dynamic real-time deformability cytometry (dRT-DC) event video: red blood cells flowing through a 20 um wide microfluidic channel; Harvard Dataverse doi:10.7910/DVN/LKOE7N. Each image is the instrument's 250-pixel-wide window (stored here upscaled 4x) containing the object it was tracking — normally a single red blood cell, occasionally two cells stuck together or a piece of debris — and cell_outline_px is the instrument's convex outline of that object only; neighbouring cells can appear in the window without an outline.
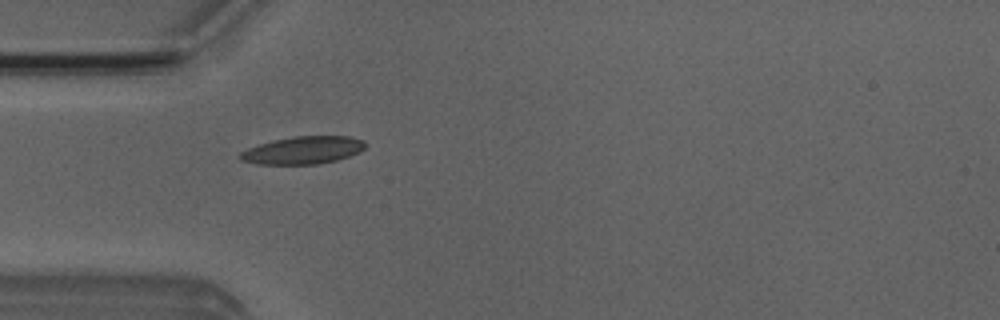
{"species": "Egyptian fruit bat (a non-hibernating species)", "species_latin": "Rousettus aegyptiacus", "temperature_condition": "room temperature", "stored_images_in_passage": 5, "camera_frame_rate_fps": 3000, "um_per_image_px": 0.085, "animal": {"sex": "male"}, "frame": {"image": 1, "passage_image": 5, "time_ms": 4.667, "image_size_px": [1000, 320], "cell_outline_px": [[364, 148], [360, 152], [336, 160], [316, 164], [260, 164], [240, 160], [236, 156], [240, 152], [248, 148], [272, 140], [292, 136], [348, 136], [364, 140]], "centroid_in_image_um": [25.72, 12.76], "position_along_channel_um": 59.3, "area_um2": 20.11}}